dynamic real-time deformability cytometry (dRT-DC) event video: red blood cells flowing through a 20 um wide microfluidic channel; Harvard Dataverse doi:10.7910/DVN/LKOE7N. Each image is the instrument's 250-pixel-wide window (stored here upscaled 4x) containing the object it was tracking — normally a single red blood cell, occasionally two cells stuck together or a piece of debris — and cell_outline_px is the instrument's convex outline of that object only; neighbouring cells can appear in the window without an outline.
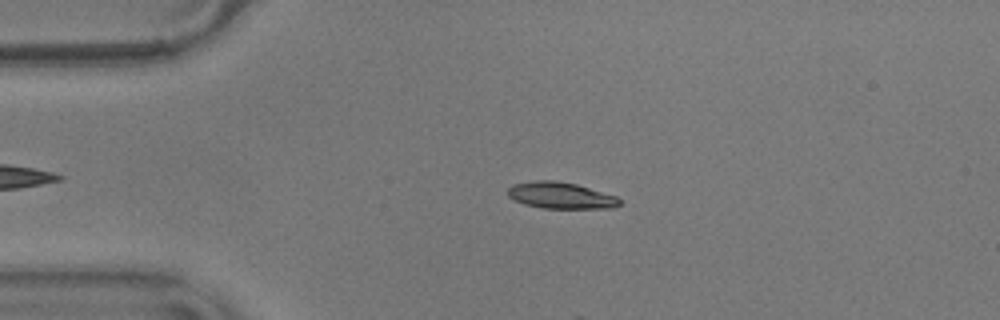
{"species": "common noctule bat (a hibernating species)", "species_latin": "Nyctalus noctula", "temperature_condition": "warm", "stored_images_in_passage": 7, "camera_frame_rate_fps": 3000, "um_per_image_px": 0.085, "animal": {"sex": "male", "body_mass_g": 17.9}, "frame": {"image": 1, "passage_image": 3, "time_ms": 0.667, "image_size_px": [1000, 320], "cell_outline_px": [[620, 204], [612, 208], [544, 208], [524, 204], [508, 196], [508, 188], [512, 184], [536, 180], [556, 180], [576, 184], [616, 196], [620, 200]], "centroid_in_image_um": [47.64, 16.6], "position_along_channel_um": 37.4, "area_um2": 17.11}}